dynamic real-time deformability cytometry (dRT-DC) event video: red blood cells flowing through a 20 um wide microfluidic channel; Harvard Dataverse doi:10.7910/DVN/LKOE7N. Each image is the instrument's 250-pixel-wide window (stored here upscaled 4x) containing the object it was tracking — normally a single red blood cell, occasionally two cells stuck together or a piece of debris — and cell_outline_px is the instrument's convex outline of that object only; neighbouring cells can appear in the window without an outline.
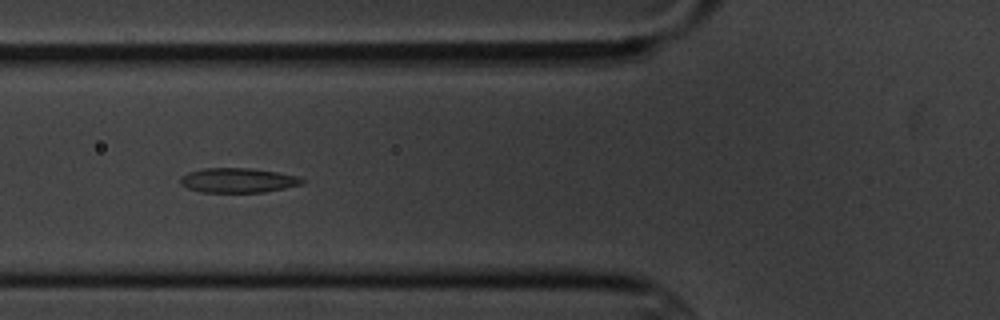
{"species": "common noctule bat (a hibernating species)", "species_latin": "Nyctalus noctula", "temperature_condition": "cold", "stored_images_in_passage": 6, "camera_frame_rate_fps": 3000, "um_per_image_px": 0.085, "animal": {"sex": "male", "body_mass_g": 20.1, "forearm_length_mm": 53.5}, "frame": {"image": 1, "passage_image": 5, "time_ms": 5.667, "image_size_px": [1000, 320], "cell_outline_px": [[304, 180], [300, 184], [284, 188], [264, 192], [200, 192], [188, 188], [180, 184], [180, 176], [188, 172], [204, 168], [248, 168], [276, 172], [296, 176]], "centroid_in_image_um": [20.15, 15.33], "position_along_channel_um": 105.6, "area_um2": 17.28}}
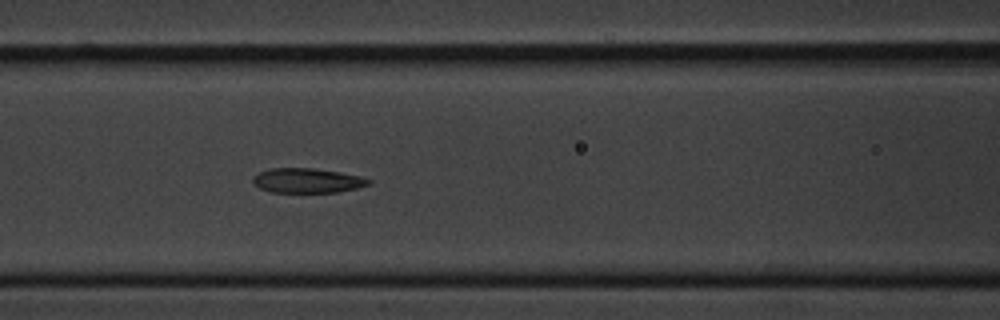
{"frame": {"image": 2, "passage_image": 6, "time_ms": 6.667, "image_size_px": [1000, 320], "cell_outline_px": [[372, 184], [356, 188], [336, 192], [272, 192], [260, 188], [252, 184], [252, 180], [260, 172], [268, 168], [312, 168], [340, 172], [360, 176], [372, 180]], "centroid_in_image_um": [26.13, 15.34], "position_along_channel_um": 140.5, "area_um2": 16.59}}